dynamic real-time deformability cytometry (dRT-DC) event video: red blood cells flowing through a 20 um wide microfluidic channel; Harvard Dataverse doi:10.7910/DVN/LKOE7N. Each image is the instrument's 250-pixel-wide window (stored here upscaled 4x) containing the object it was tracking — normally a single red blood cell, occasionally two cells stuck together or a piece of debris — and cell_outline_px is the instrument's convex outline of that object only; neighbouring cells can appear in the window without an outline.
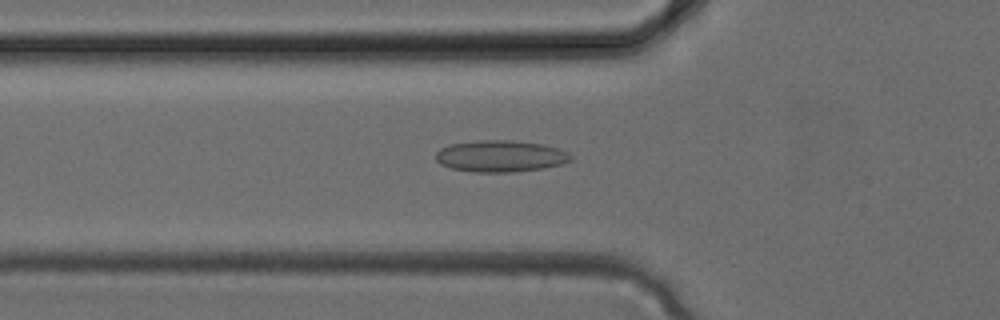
{"species": "common noctule bat (a hibernating species)", "species_latin": "Nyctalus noctula", "temperature_condition": "cold", "stored_images_in_passage": 34, "camera_frame_rate_fps": 3000, "um_per_image_px": 0.085, "animal": {"sex": "female", "body_mass_g": 24.6, "forearm_length_mm": 56.2}, "frame": {"image": 1, "passage_image": 12, "time_ms": 3.667, "image_size_px": [1000, 320], "cell_outline_px": [[572, 160], [560, 164], [544, 168], [512, 172], [472, 172], [452, 168], [440, 164], [436, 160], [436, 152], [440, 148], [452, 144], [480, 140], [512, 140], [544, 144], [568, 152], [572, 156]], "centroid_in_image_um": [42.54, 13.27], "position_along_channel_um": 83.3, "area_um2": 24.85}}
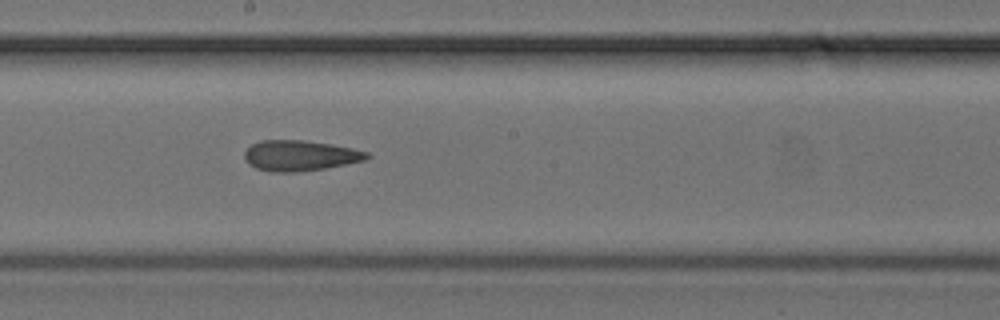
{"frame": {"image": 2, "passage_image": 19, "time_ms": 6.0, "image_size_px": [1000, 320], "cell_outline_px": [[372, 156], [364, 160], [324, 168], [296, 172], [272, 172], [256, 168], [248, 164], [244, 160], [244, 152], [252, 144], [260, 140], [304, 140], [352, 148], [368, 152]], "centroid_in_image_um": [25.46, 13.22], "position_along_channel_um": 222.7, "area_um2": 21.68}}
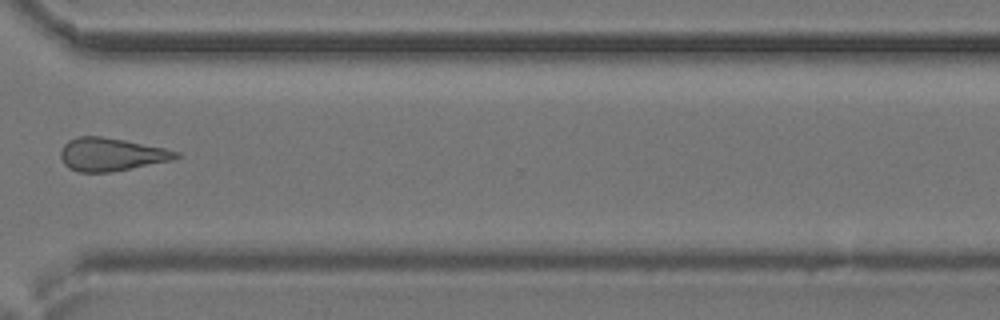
{"frame": {"image": 3, "passage_image": 26, "time_ms": 8.333, "image_size_px": [1000, 320], "cell_outline_px": [[180, 156], [172, 160], [108, 172], [80, 172], [68, 168], [64, 164], [60, 156], [60, 152], [64, 144], [68, 140], [76, 136], [100, 136], [124, 140], [164, 148], [180, 152]], "centroid_in_image_um": [9.41, 13.11], "position_along_channel_um": 361.2, "area_um2": 22.02}}